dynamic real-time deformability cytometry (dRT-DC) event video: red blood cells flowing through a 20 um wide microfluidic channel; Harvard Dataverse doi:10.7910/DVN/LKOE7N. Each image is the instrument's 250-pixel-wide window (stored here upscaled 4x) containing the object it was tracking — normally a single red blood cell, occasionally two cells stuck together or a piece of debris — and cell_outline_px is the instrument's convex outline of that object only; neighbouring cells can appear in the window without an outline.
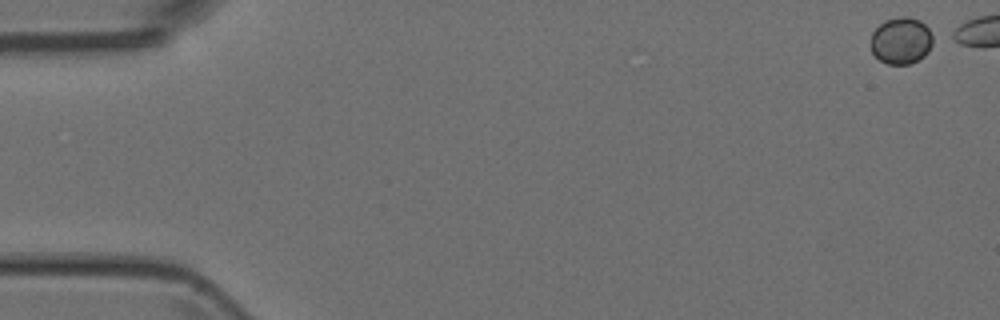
{"species": "Egyptian fruit bat (a non-hibernating species)", "species_latin": "Rousettus aegyptiacus", "temperature_condition": "room temperature", "stored_images_in_passage": 22, "camera_frame_rate_fps": 3000, "um_per_image_px": 0.085, "animal": {"sex": "female"}, "frame": {"image": 1, "passage_image": 1, "time_ms": 0.0, "image_size_px": [1000, 320], "cell_outline_px": [[936, 36], [928, 52], [924, 56], [908, 64], [888, 64], [880, 60], [872, 52], [872, 32], [884, 20], [900, 16], [908, 16], [920, 20]], "centroid_in_image_um": [76.63, 3.43], "position_along_channel_um": 8.4, "area_um2": 17.05}}